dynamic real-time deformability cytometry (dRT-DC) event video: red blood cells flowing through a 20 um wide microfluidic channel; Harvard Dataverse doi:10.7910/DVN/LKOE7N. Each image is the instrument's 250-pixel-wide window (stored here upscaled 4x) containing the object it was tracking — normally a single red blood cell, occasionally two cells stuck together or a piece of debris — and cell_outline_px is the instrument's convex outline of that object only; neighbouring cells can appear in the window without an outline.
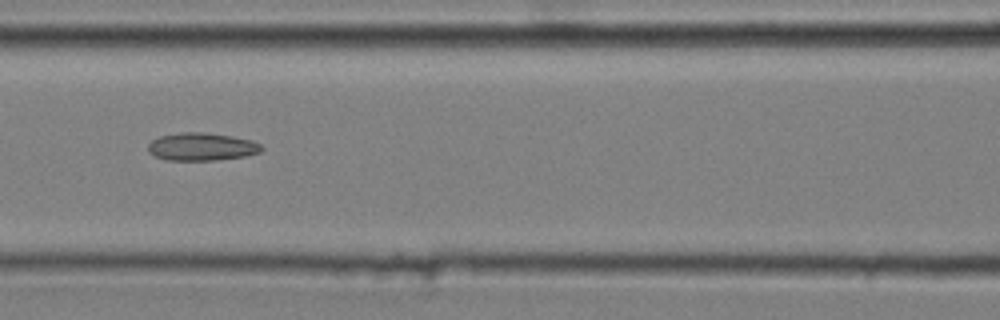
{"species": "common noctule bat (a hibernating species)", "species_latin": "Nyctalus noctula", "temperature_condition": "cold", "stored_images_in_passage": 8, "camera_frame_rate_fps": 3000, "um_per_image_px": 0.085, "animal": {"sex": "male", "body_mass_g": 20.4}, "frame": {"image": 1, "passage_image": 6, "time_ms": 1.667, "image_size_px": [1000, 320], "cell_outline_px": [[264, 148], [260, 152], [244, 156], [212, 160], [164, 160], [148, 152], [148, 144], [152, 140], [160, 136], [180, 132], [204, 132], [232, 136], [252, 140], [260, 144]], "centroid_in_image_um": [17.13, 12.46], "position_along_channel_um": 149.5, "area_um2": 18.38}}
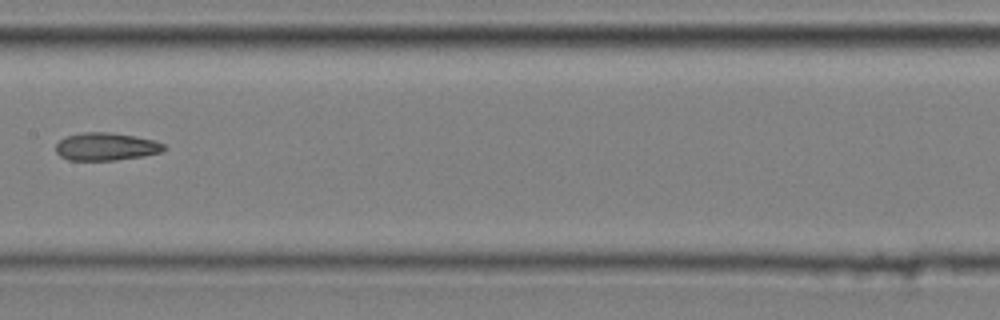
{"frame": {"image": 2, "passage_image": 7, "time_ms": 2.0, "image_size_px": [1000, 320], "cell_outline_px": [[168, 148], [160, 152], [144, 156], [116, 160], [68, 160], [60, 156], [56, 152], [56, 144], [64, 136], [84, 132], [108, 132], [136, 136], [156, 140], [164, 144]], "centroid_in_image_um": [9.03, 12.46], "position_along_channel_um": 198.4, "area_um2": 17.69}}
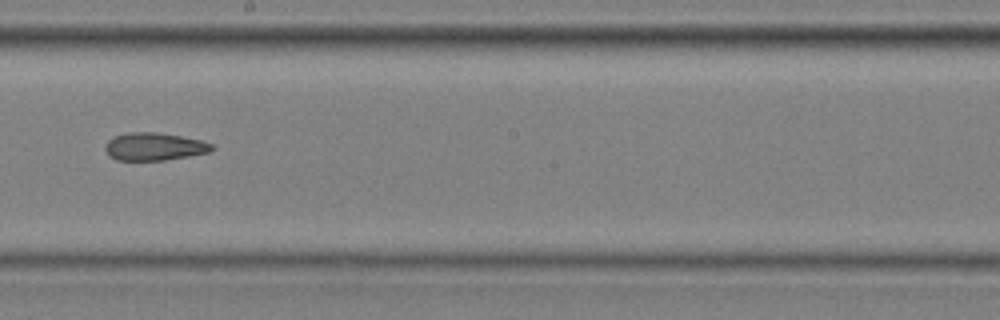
{"frame": {"image": 3, "passage_image": 8, "time_ms": 2.333, "image_size_px": [1000, 320], "cell_outline_px": [[216, 148], [208, 152], [188, 156], [164, 160], [116, 160], [108, 156], [104, 148], [104, 144], [108, 140], [116, 136], [128, 132], [156, 132], [180, 136], [200, 140], [212, 144]], "centroid_in_image_um": [13.07, 12.46], "position_along_channel_um": 235.1, "area_um2": 17.22}}